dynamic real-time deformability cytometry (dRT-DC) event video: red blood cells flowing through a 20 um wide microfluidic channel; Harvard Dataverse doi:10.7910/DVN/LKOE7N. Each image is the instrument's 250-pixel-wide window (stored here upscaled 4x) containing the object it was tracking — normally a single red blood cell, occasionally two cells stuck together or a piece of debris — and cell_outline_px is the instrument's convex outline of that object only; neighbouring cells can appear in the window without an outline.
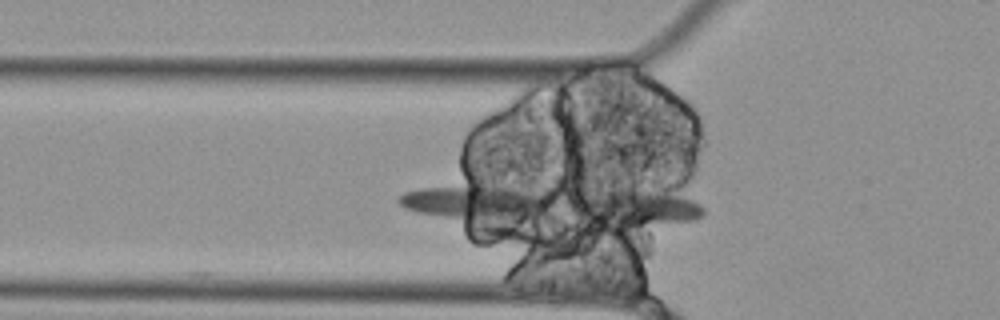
{"species": "Egyptian fruit bat (a non-hibernating species)", "species_latin": "Rousettus aegyptiacus", "temperature_condition": "cold", "stored_images_in_passage": 20, "camera_frame_rate_fps": 3000, "um_per_image_px": 0.085, "animal": {"sex": "female"}, "frame": {"image": 1, "passage_image": 11, "time_ms": 3.333, "image_size_px": [1000, 320], "cell_outline_px": [[704, 216], [696, 220], [624, 240], [584, 220], [584, 204], [588, 200], [596, 196], [608, 192], [644, 192], [672, 196], [692, 200], [700, 204], [704, 208]], "centroid_in_image_um": [54.35, 18.08], "position_along_channel_um": 71.5, "area_um2": 29.19}}
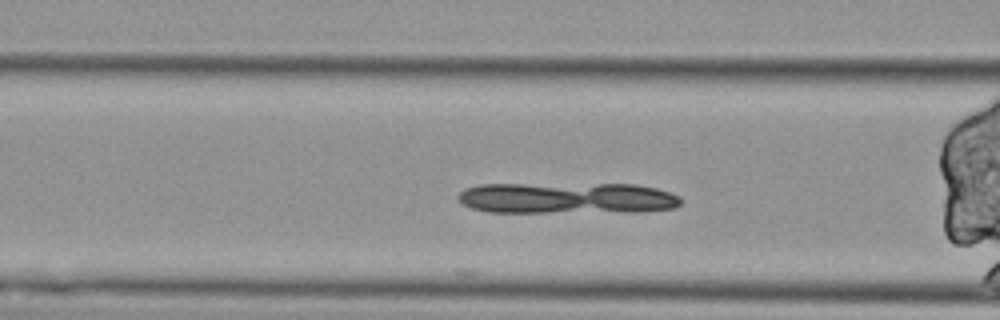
{"frame": {"image": 2, "passage_image": 14, "time_ms": 4.333, "image_size_px": [1000, 320], "cell_outline_px": [[680, 204], [672, 208], [644, 212], [488, 212], [472, 208], [464, 204], [456, 196], [464, 188], [480, 184], [636, 184], [656, 188], [680, 196]], "centroid_in_image_um": [48.2, 16.84], "position_along_channel_um": 118.4, "area_um2": 40.92}}
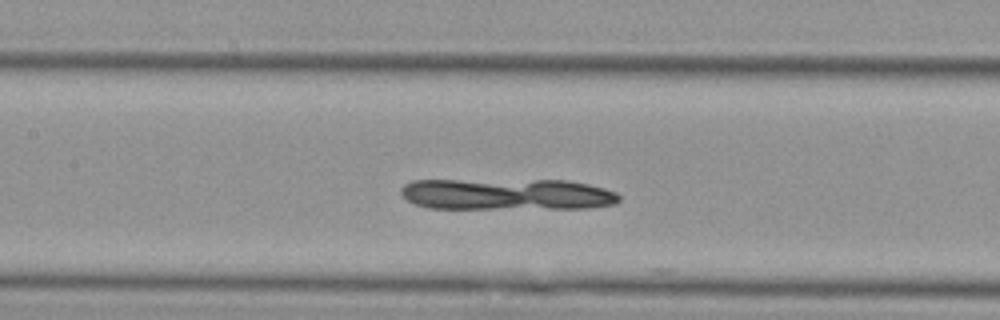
{"frame": {"image": 3, "passage_image": 18, "time_ms": 5.667, "image_size_px": [1000, 320], "cell_outline_px": [[620, 200], [616, 204], [588, 208], [428, 208], [416, 204], [400, 196], [400, 188], [404, 184], [412, 180], [568, 180], [588, 184], [604, 188], [616, 192], [620, 196]], "centroid_in_image_um": [43.08, 16.5], "position_along_channel_um": 164.3, "area_um2": 40.29}}